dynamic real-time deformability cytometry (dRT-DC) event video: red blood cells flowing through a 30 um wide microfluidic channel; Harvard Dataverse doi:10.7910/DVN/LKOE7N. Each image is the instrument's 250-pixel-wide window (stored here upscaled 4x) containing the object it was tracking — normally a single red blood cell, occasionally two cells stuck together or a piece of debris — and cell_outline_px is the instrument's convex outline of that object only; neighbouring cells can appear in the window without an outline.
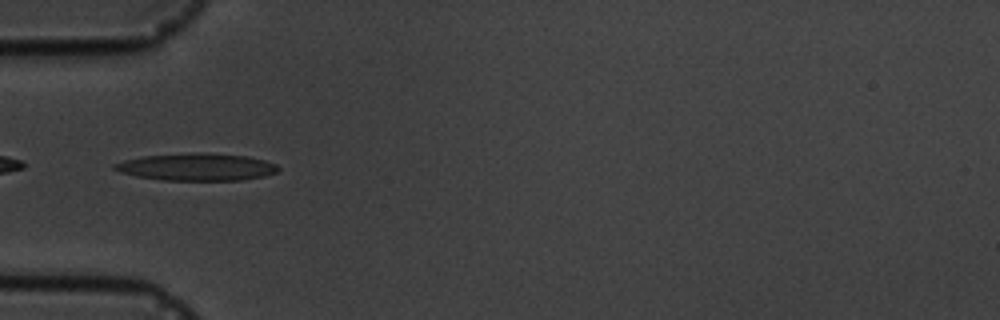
{"species": "common noctule bat (a hibernating species)", "species_latin": "Nyctalus noctula", "temperature_condition": "cold", "stored_images_in_passage": 6, "camera_frame_rate_fps": 3000, "um_per_image_px": 0.085, "animal": {"sex": "male", "body_mass_g": 19.5, "forearm_length_mm": 54.6}, "frame": {"image": 1, "passage_image": 4, "time_ms": 4.333, "image_size_px": [1000, 320], "cell_outline_px": [[280, 168], [276, 172], [264, 176], [240, 180], [164, 180], [136, 176], [120, 172], [112, 168], [112, 164], [124, 160], [144, 156], [196, 152], [204, 152], [248, 156], [264, 160], [276, 164]], "centroid_in_image_um": [16.71, 14.18], "position_along_channel_um": 68.3, "area_um2": 26.07}}
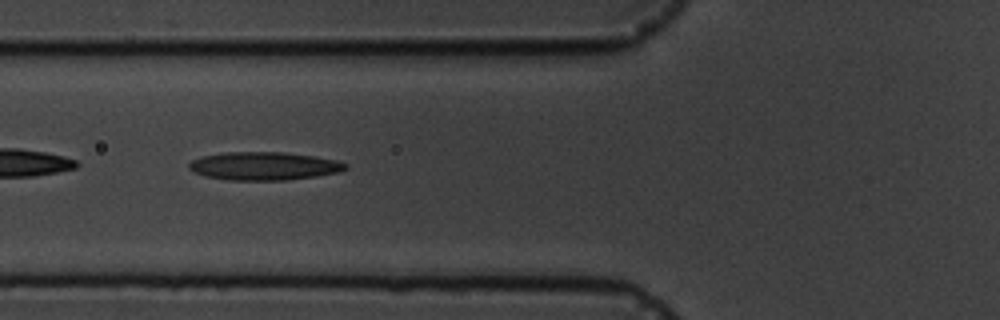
{"frame": {"image": 2, "passage_image": 5, "time_ms": 5.333, "image_size_px": [1000, 320], "cell_outline_px": [[348, 168], [340, 172], [316, 176], [284, 180], [228, 180], [204, 176], [188, 168], [188, 164], [192, 160], [200, 156], [224, 152], [280, 152], [312, 156], [336, 160], [348, 164]], "centroid_in_image_um": [22.42, 14.11], "position_along_channel_um": 103.4, "area_um2": 25.66}}
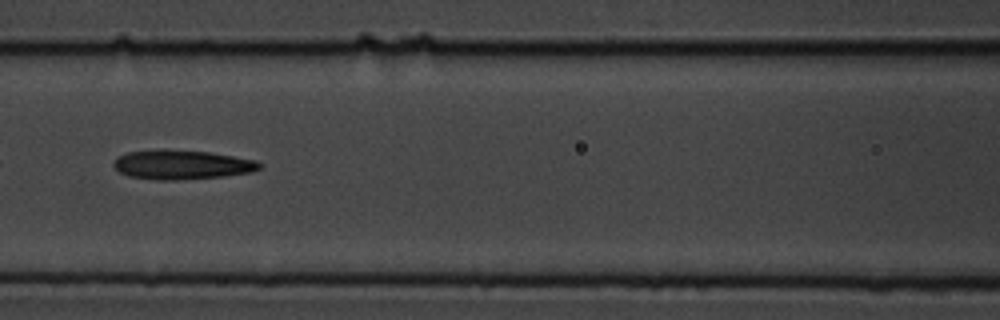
{"frame": {"image": 3, "passage_image": 6, "time_ms": 6.667, "image_size_px": [1000, 320], "cell_outline_px": [[264, 164], [260, 168], [252, 172], [224, 176], [180, 180], [156, 180], [128, 176], [120, 172], [112, 164], [116, 156], [128, 152], [164, 148], [208, 152], [256, 160]], "centroid_in_image_um": [15.43, 13.99], "position_along_channel_um": 151.2, "area_um2": 25.26}}